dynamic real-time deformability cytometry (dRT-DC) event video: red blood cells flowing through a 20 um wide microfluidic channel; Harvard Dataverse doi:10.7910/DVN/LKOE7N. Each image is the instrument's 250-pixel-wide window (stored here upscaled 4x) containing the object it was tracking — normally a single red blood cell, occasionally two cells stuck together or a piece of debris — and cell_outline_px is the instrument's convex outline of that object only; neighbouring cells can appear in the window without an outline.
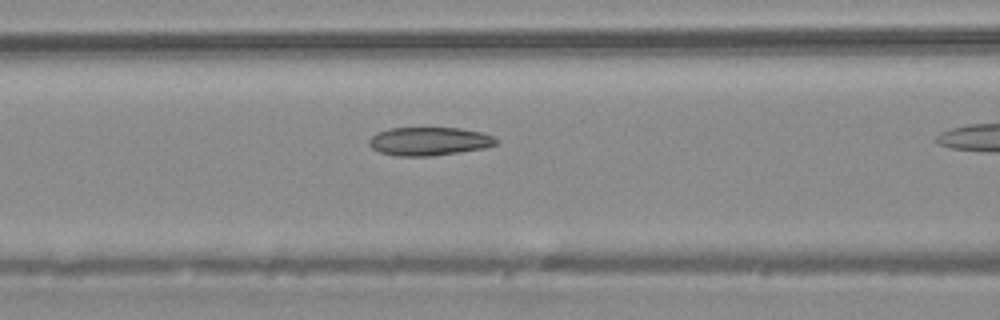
{"species": "common noctule bat (a hibernating species)", "species_latin": "Nyctalus noctula", "temperature_condition": "warm", "stored_images_in_passage": 16, "camera_frame_rate_fps": 3000, "um_per_image_px": 0.085, "animal": {"sex": "male", "body_mass_g": 20.4}, "frame": {"image": 1, "passage_image": 12, "time_ms": 3.667, "image_size_px": [1000, 320], "cell_outline_px": [[500, 140], [496, 144], [484, 148], [460, 152], [432, 156], [396, 156], [380, 152], [372, 148], [368, 144], [368, 140], [376, 132], [388, 128], [460, 128], [480, 132], [492, 136]], "centroid_in_image_um": [36.45, 12.01], "position_along_channel_um": 130.1, "area_um2": 21.1}}